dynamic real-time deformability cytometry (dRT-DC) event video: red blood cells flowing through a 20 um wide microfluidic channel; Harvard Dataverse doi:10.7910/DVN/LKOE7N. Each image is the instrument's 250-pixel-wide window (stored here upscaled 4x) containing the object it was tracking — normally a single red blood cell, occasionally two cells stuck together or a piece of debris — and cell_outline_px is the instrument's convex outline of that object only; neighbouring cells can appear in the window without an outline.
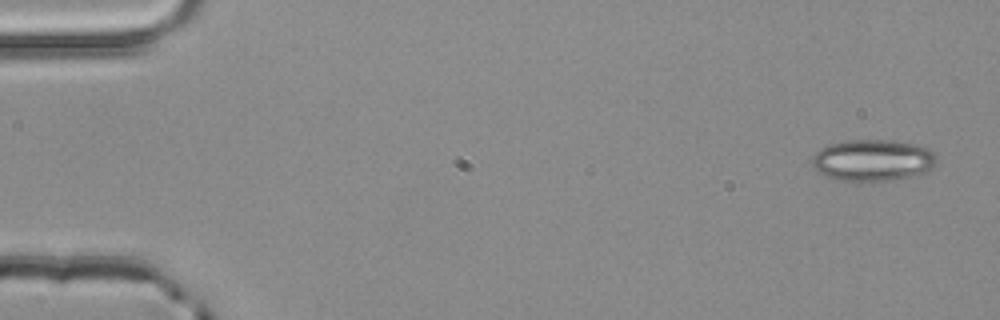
{"species": "common noctule bat (a hibernating species)", "species_latin": "Nyctalus noctula", "temperature_condition": "room temperature", "stored_images_in_passage": 4, "camera_frame_rate_fps": 3000, "um_per_image_px": 0.085, "animal": {"sex": "male", "body_mass_g": 20.4}, "frame": {"image": 1, "passage_image": 1, "time_ms": 0.0, "image_size_px": [1000, 320], "cell_outline_px": [[936, 160], [932, 168], [924, 172], [892, 180], [840, 180], [824, 176], [812, 164], [812, 156], [820, 148], [828, 144], [844, 140], [888, 140], [916, 144], [928, 148], [936, 156]], "centroid_in_image_um": [74.16, 13.6], "position_along_channel_um": 10.8, "area_um2": 29.88}}